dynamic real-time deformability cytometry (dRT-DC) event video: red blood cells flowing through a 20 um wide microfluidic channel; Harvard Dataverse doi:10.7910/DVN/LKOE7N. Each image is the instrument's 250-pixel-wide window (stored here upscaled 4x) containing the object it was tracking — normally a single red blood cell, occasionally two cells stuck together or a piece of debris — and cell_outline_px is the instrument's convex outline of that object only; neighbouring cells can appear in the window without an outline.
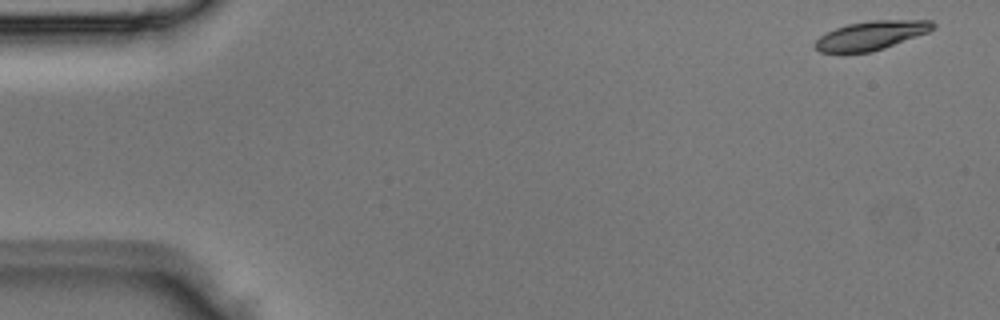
{"species": "Egyptian fruit bat (a non-hibernating species)", "species_latin": "Rousettus aegyptiacus", "temperature_condition": "room temperature", "stored_images_in_passage": 2, "camera_frame_rate_fps": 3000, "um_per_image_px": 0.085, "animal": {"sex": "male"}, "frame": {"image": 1, "passage_image": 1, "time_ms": 0.0, "image_size_px": [1000, 320], "cell_outline_px": [[936, 28], [928, 32], [884, 48], [872, 52], [820, 52], [812, 44], [820, 36], [836, 28], [848, 24], [872, 20], [932, 20], [936, 24]], "centroid_in_image_um": [74.08, 3.0], "position_along_channel_um": 10.9, "area_um2": 19.71}}